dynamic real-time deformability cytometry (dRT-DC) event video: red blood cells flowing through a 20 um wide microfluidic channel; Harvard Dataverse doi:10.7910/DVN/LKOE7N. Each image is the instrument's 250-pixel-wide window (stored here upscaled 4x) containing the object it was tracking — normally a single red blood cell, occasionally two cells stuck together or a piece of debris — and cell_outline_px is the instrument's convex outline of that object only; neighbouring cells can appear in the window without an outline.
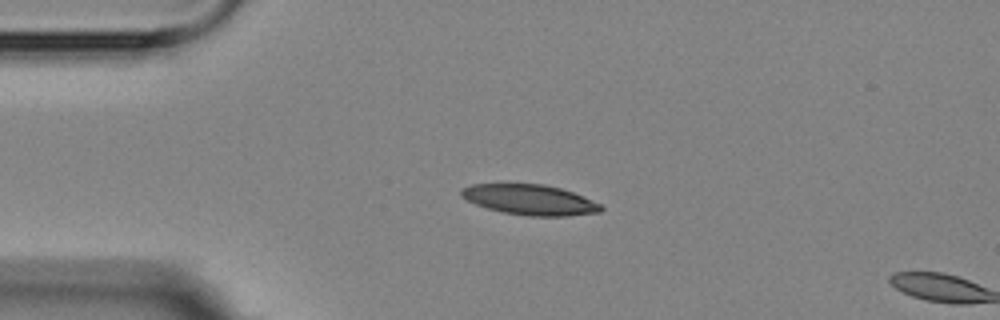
{"species": "Egyptian fruit bat (a non-hibernating species)", "species_latin": "Rousettus aegyptiacus", "temperature_condition": "room temperature", "stored_images_in_passage": 3, "camera_frame_rate_fps": 3000, "um_per_image_px": 0.085, "animal": {"sex": "female"}, "frame": {"image": 1, "passage_image": 2, "time_ms": 1.333, "image_size_px": [1000, 320], "cell_outline_px": [[604, 208], [600, 212], [568, 216], [528, 216], [504, 212], [488, 208], [476, 204], [460, 196], [460, 192], [464, 188], [472, 184], [544, 184], [560, 188], [572, 192], [600, 204]], "centroid_in_image_um": [45.05, 16.98], "position_along_channel_um": 40.0, "area_um2": 24.39}}